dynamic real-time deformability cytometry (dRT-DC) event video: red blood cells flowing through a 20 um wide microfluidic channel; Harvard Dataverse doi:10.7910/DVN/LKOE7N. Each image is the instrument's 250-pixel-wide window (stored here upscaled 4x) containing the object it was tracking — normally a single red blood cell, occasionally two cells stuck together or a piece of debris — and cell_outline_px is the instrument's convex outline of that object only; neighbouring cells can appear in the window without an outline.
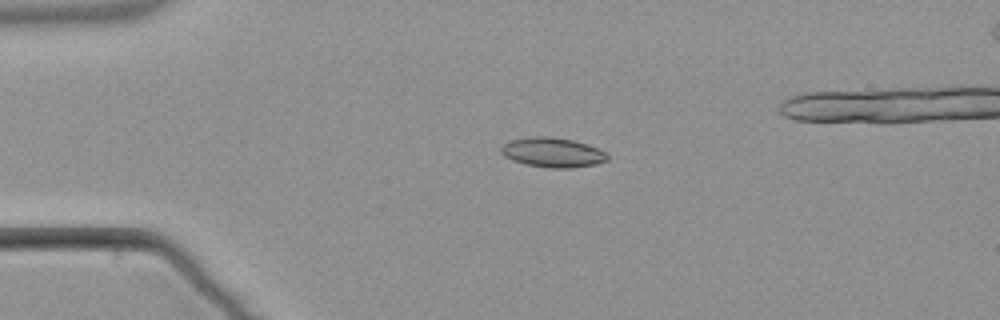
{"species": "common noctule bat (a hibernating species)", "species_latin": "Nyctalus noctula", "temperature_condition": "warm", "stored_images_in_passage": 4, "camera_frame_rate_fps": 3000, "um_per_image_px": 0.085, "animal": {"sex": "male", "body_mass_g": 21.5, "forearm_length_mm": 52.0}, "frame": {"image": 1, "passage_image": 3, "time_ms": 2.667, "image_size_px": [1000, 320], "cell_outline_px": [[608, 160], [596, 164], [572, 168], [548, 168], [524, 164], [512, 160], [504, 156], [500, 152], [500, 148], [504, 144], [512, 140], [536, 136], [552, 136], [576, 140], [588, 144], [604, 152], [608, 156]], "centroid_in_image_um": [46.97, 12.96], "position_along_channel_um": 38.0, "area_um2": 18.5}}